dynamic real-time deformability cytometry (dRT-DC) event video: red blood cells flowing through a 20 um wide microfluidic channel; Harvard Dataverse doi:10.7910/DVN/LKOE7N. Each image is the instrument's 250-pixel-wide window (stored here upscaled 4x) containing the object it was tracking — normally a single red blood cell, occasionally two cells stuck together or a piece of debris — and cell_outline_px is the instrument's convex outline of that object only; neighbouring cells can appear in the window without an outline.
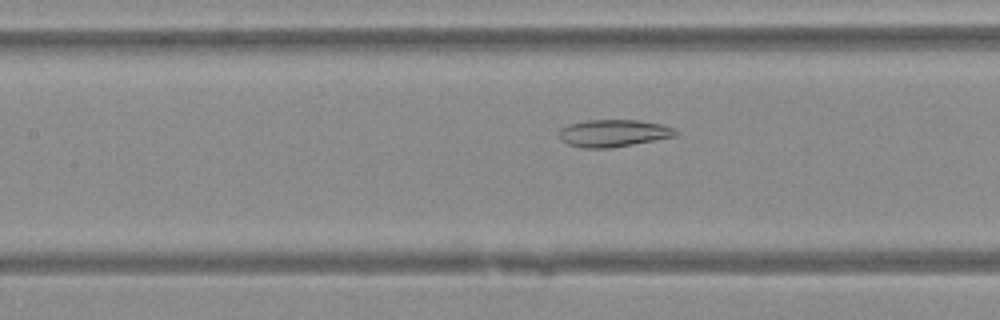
{"species": "Egyptian fruit bat (a non-hibernating species)", "species_latin": "Rousettus aegyptiacus", "temperature_condition": "warm", "stored_images_in_passage": 49, "camera_frame_rate_fps": 3000, "um_per_image_px": 0.085, "animal": {"sex": "female"}, "frame": {"image": 1, "passage_image": 23, "time_ms": 7.333, "image_size_px": [1000, 320], "cell_outline_px": [[680, 132], [676, 136], [632, 144], [608, 148], [580, 148], [568, 144], [560, 140], [560, 128], [568, 124], [584, 120], [640, 120], [660, 124], [676, 128]], "centroid_in_image_um": [52.14, 11.31], "position_along_channel_um": 155.3, "area_um2": 18.61}}
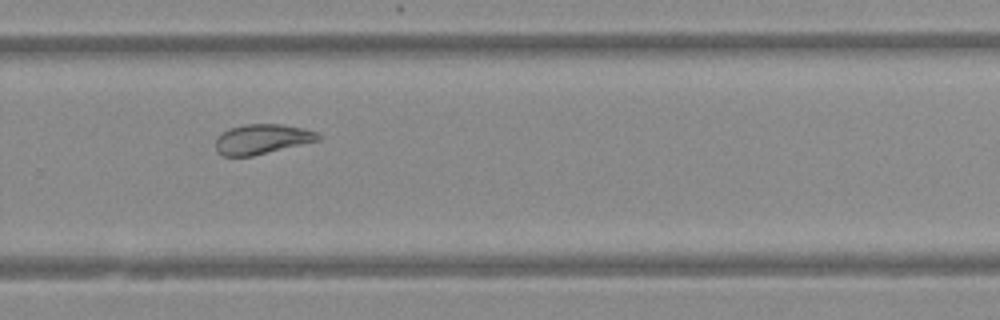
{"frame": {"image": 2, "passage_image": 34, "time_ms": 11.0, "image_size_px": [1000, 320], "cell_outline_px": [[320, 140], [252, 156], [224, 156], [216, 152], [216, 136], [228, 128], [244, 124], [280, 124], [304, 128], [316, 132], [320, 136]], "centroid_in_image_um": [22.23, 11.82], "position_along_channel_um": 307.6, "area_um2": 17.92}}
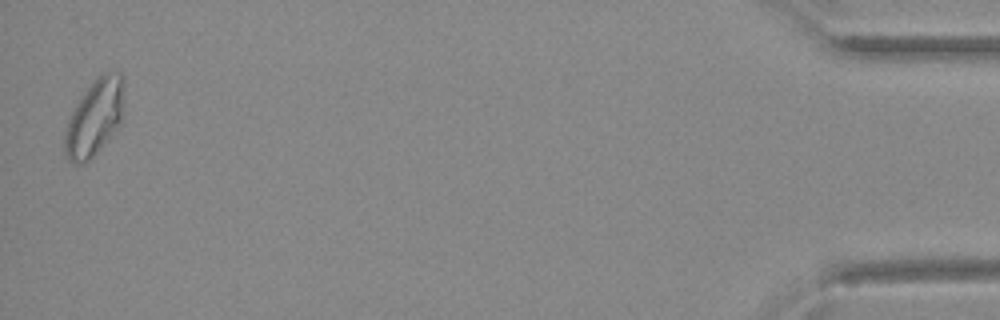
{"frame": {"image": 3, "passage_image": 49, "time_ms": 16.0, "image_size_px": [1000, 320], "cell_outline_px": [[124, 116], [108, 140], [88, 160], [80, 164], [72, 164], [64, 156], [64, 132], [68, 120], [80, 96], [104, 72], [120, 72], [124, 76]], "centroid_in_image_um": [8.05, 10.0], "position_along_channel_um": 427.2, "area_um2": 26.53}}